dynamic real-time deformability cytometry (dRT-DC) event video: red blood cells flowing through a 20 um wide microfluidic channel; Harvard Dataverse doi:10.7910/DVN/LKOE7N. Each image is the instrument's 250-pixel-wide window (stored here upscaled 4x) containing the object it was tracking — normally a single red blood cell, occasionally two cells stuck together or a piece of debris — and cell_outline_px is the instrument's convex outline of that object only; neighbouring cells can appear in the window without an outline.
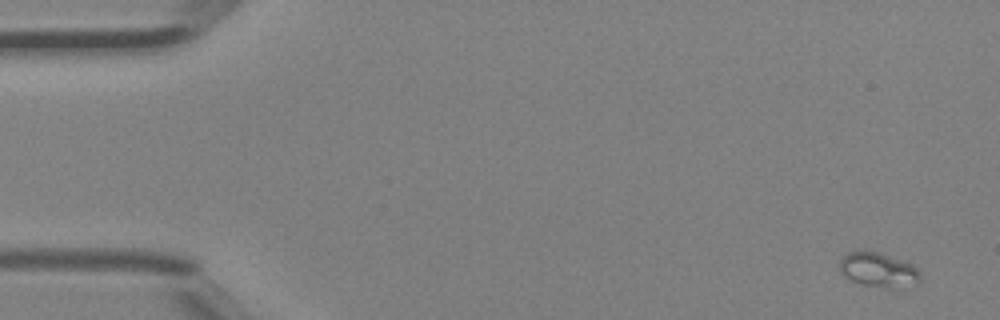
{"species": "Egyptian fruit bat (a non-hibernating species)", "species_latin": "Rousettus aegyptiacus", "temperature_condition": "room temperature", "stored_images_in_passage": 6, "camera_frame_rate_fps": 3000, "um_per_image_px": 0.085, "animal": {"sex": "female"}, "frame": {"image": 1, "passage_image": 1, "time_ms": 0.0, "image_size_px": [1000, 320], "cell_outline_px": [[920, 280], [916, 284], [888, 288], [864, 284], [852, 280], [844, 276], [840, 272], [840, 260], [848, 252], [864, 248], [880, 252], [912, 264], [920, 272]], "centroid_in_image_um": [74.64, 22.89], "position_along_channel_um": 10.4, "area_um2": 16.3}}
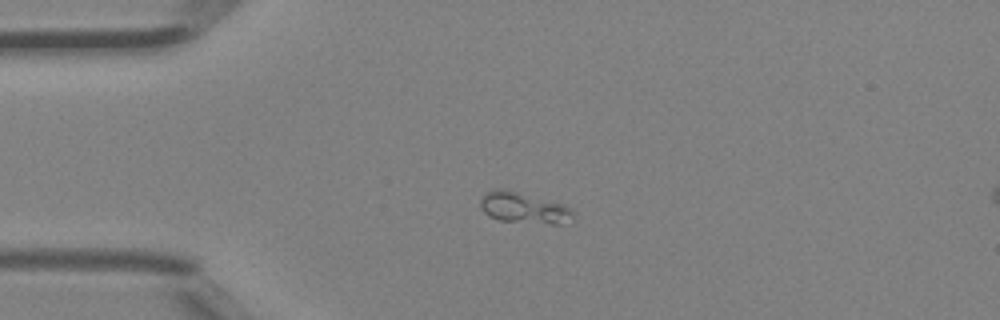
{"frame": {"image": 2, "passage_image": 4, "time_ms": 3.333, "image_size_px": [1000, 320], "cell_outline_px": [[572, 216], [560, 224], [552, 224], [500, 220], [488, 216], [480, 208], [480, 200], [488, 192], [496, 188], [500, 188], [564, 204], [572, 212]], "centroid_in_image_um": [44.46, 17.67], "position_along_channel_um": 40.5, "area_um2": 16.18}}